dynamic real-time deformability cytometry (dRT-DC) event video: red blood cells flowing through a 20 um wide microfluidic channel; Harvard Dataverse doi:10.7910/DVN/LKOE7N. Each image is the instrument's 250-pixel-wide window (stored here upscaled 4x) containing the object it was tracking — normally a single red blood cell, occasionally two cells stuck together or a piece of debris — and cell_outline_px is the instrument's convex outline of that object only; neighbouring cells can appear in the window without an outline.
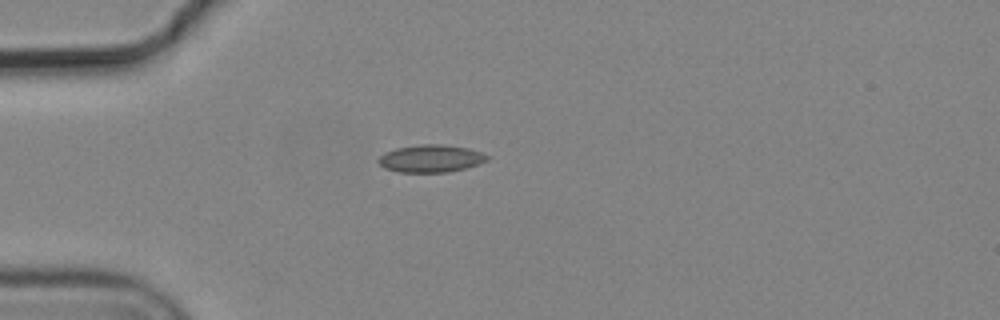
{"species": "common noctule bat (a hibernating species)", "species_latin": "Nyctalus noctula", "temperature_condition": "cold", "stored_images_in_passage": 1, "camera_frame_rate_fps": 3000, "um_per_image_px": 0.085, "animal": {"sex": "male", "body_mass_g": 19.2, "forearm_length_mm": 51.8}, "frame": {"image": 1, "passage_image": 1, "time_ms": 0.0, "image_size_px": [1000, 320], "cell_outline_px": [[488, 160], [480, 164], [448, 172], [396, 172], [384, 168], [376, 160], [384, 152], [396, 148], [420, 144], [444, 144], [468, 148], [480, 152], [488, 156]], "centroid_in_image_um": [36.59, 13.47], "position_along_channel_um": 48.4, "area_um2": 17.51}}